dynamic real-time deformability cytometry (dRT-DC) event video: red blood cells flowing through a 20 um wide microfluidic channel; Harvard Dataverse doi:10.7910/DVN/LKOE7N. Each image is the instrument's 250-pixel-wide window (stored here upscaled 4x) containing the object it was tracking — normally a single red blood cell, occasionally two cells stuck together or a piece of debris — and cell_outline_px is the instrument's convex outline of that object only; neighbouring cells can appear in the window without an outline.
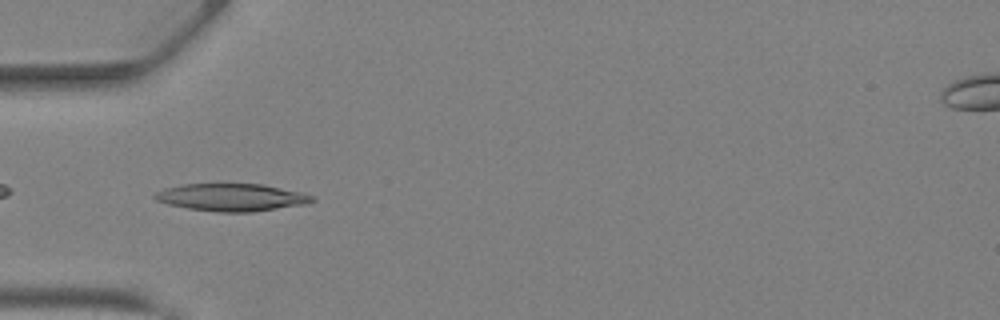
{"species": "Egyptian fruit bat (a non-hibernating species)", "species_latin": "Rousettus aegyptiacus", "temperature_condition": "warm", "stored_images_in_passage": 40, "camera_frame_rate_fps": 3000, "um_per_image_px": 0.085, "animal": {"sex": "female"}, "frame": {"image": 1, "passage_image": 12, "time_ms": 3.667, "image_size_px": [1000, 320], "cell_outline_px": [[316, 200], [308, 204], [252, 212], [220, 212], [188, 208], [168, 204], [156, 200], [152, 196], [156, 192], [164, 188], [180, 184], [264, 184], [304, 192], [312, 196]], "centroid_in_image_um": [19.72, 16.77], "position_along_channel_um": 65.3, "area_um2": 25.37}}
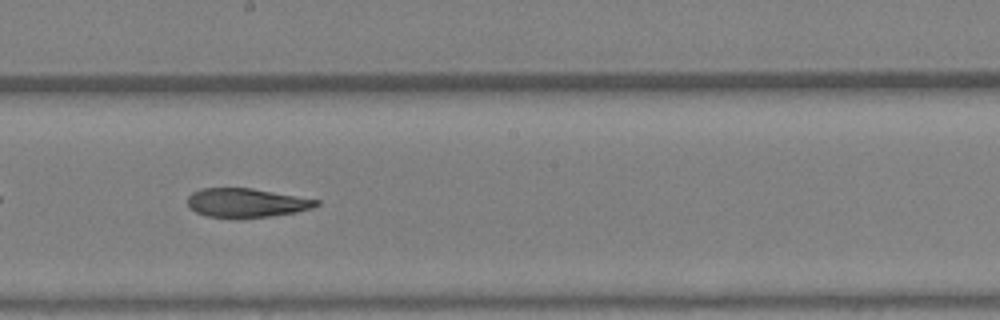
{"frame": {"image": 2, "passage_image": 22, "time_ms": 7.0, "image_size_px": [1000, 320], "cell_outline_px": [[320, 204], [312, 208], [296, 212], [268, 216], [208, 216], [196, 212], [188, 204], [188, 196], [192, 192], [200, 188], [252, 188], [320, 200]], "centroid_in_image_um": [20.96, 17.2], "position_along_channel_um": 227.2, "area_um2": 21.15}}
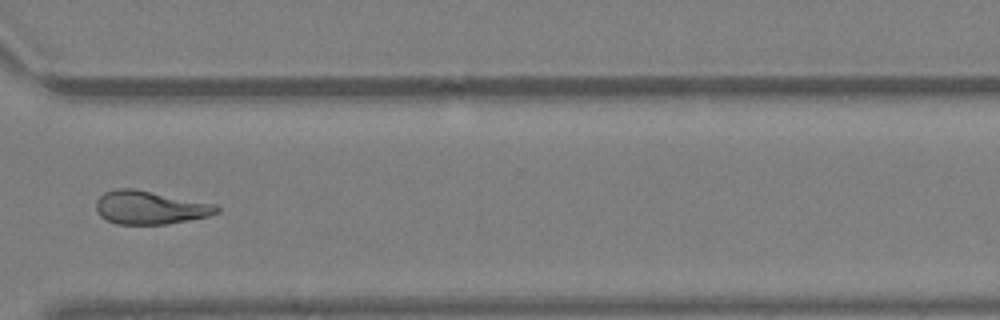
{"frame": {"image": 3, "passage_image": 30, "time_ms": 9.667, "image_size_px": [1000, 320], "cell_outline_px": [[220, 212], [208, 216], [168, 224], [116, 224], [100, 216], [96, 212], [96, 200], [104, 192], [116, 188], [136, 188], [216, 204], [220, 208]], "centroid_in_image_um": [12.75, 17.63], "position_along_channel_um": 357.9, "area_um2": 23.7}, "authors_computed_cell_mechanics": {"area_um2": 23.6402, "velocity_mm_per_s": 4.9001, "shape_relaxation_time_tau1_ms": null, "shape_relaxation_time_tau2_ms": 6.4747, "deformation_change_tau1": null, "deformation_change_tau2": 0.1677}}